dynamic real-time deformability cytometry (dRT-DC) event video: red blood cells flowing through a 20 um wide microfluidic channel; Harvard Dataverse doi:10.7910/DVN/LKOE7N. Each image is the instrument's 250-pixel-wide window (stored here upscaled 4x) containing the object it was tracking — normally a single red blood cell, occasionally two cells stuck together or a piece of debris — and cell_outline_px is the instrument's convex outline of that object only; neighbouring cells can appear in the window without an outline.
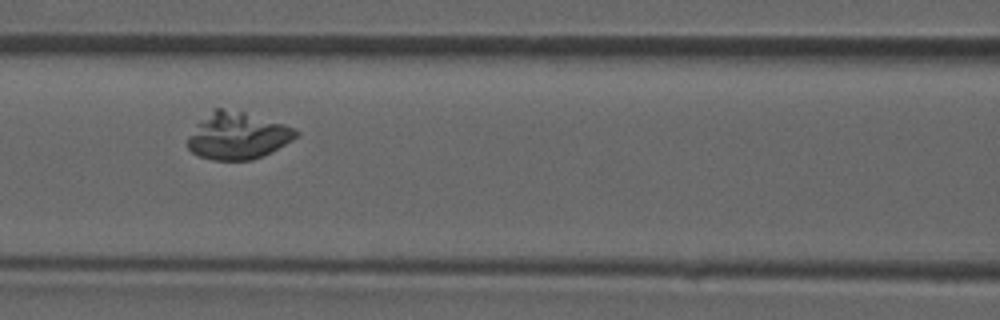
{"species": "common noctule bat (a hibernating species)", "species_latin": "Nyctalus noctula", "temperature_condition": "room temperature", "stored_images_in_passage": 4, "camera_frame_rate_fps": 3000, "um_per_image_px": 0.085, "animal": {"sex": "male", "forearm_length_mm": 52.5}, "frame": {"image": 1, "passage_image": 3, "time_ms": 0.667, "image_size_px": [1000, 320], "cell_outline_px": [[300, 136], [252, 160], [212, 160], [200, 156], [192, 152], [188, 148], [188, 136], [196, 124], [212, 108], [224, 108], [244, 112], [284, 124], [296, 128], [300, 132]], "centroid_in_image_um": [20.18, 11.52], "position_along_channel_um": 146.4, "area_um2": 29.54}}
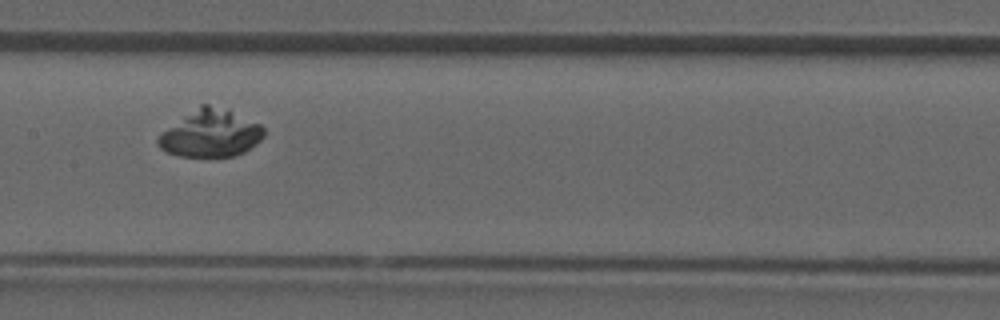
{"frame": {"image": 2, "passage_image": 4, "time_ms": 1.0, "image_size_px": [1000, 320], "cell_outline_px": [[264, 136], [256, 144], [244, 152], [236, 156], [180, 156], [168, 152], [160, 148], [156, 144], [156, 140], [168, 128], [200, 104], [208, 104], [228, 108], [260, 124], [264, 128]], "centroid_in_image_um": [17.94, 11.33], "position_along_channel_um": 189.5, "area_um2": 28.96}}